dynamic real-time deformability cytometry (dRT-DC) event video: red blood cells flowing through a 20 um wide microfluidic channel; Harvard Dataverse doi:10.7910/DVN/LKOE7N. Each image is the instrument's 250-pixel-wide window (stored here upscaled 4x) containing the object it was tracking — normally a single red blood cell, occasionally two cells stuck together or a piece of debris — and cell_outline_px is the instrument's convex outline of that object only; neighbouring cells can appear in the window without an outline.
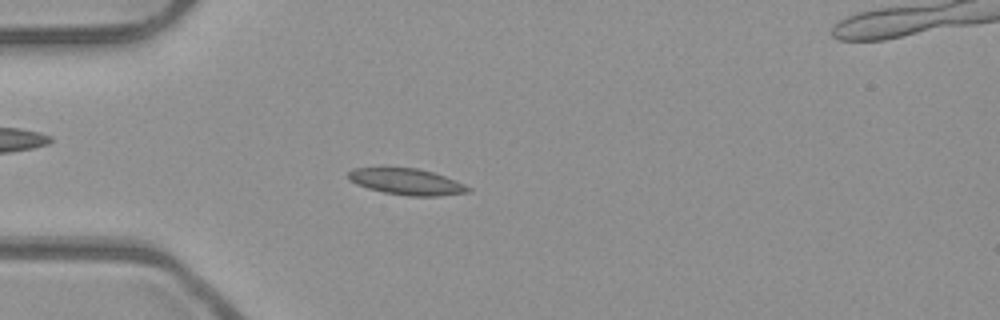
{"species": "common noctule bat (a hibernating species)", "species_latin": "Nyctalus noctula", "temperature_condition": "room temperature", "stored_images_in_passage": 53, "camera_frame_rate_fps": 3000, "um_per_image_px": 0.085, "animal": {"sex": "male", "body_mass_g": 23.1, "forearm_length_mm": 52.7}, "frame": {"image": 1, "passage_image": 15, "time_ms": 4.667, "image_size_px": [1000, 320], "cell_outline_px": [[472, 188], [468, 192], [440, 196], [408, 196], [384, 192], [368, 188], [356, 184], [348, 180], [348, 172], [352, 168], [416, 168], [432, 172], [456, 180]], "centroid_in_image_um": [34.56, 15.45], "position_along_channel_um": 50.4, "area_um2": 18.26}}
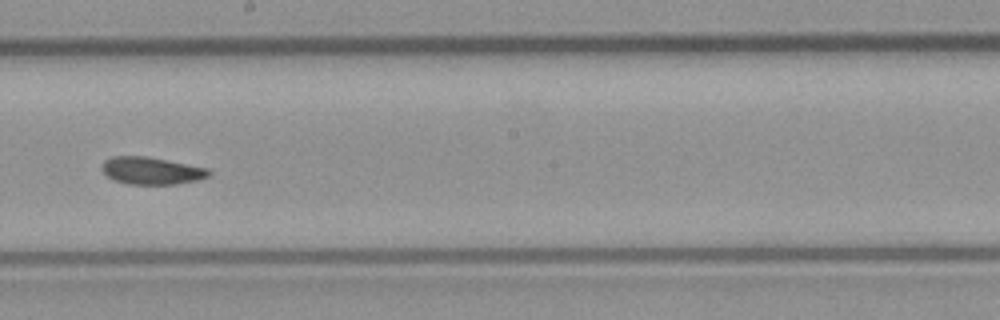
{"frame": {"image": 2, "passage_image": 30, "time_ms": 9.667, "image_size_px": [1000, 320], "cell_outline_px": [[212, 172], [208, 176], [196, 180], [176, 184], [128, 184], [112, 180], [100, 168], [100, 164], [104, 160], [112, 156], [144, 156], [208, 168]], "centroid_in_image_um": [12.82, 14.51], "position_along_channel_um": 235.4, "area_um2": 16.99}}
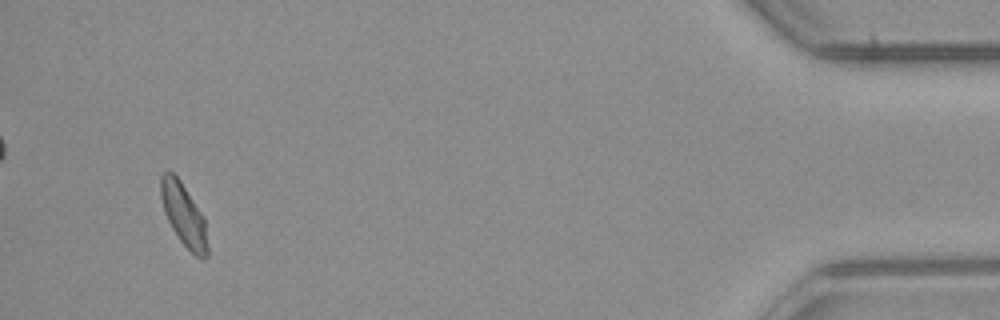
{"frame": {"image": 3, "passage_image": 50, "time_ms": 16.333, "image_size_px": [1000, 320], "cell_outline_px": [[208, 256], [204, 260], [200, 260], [180, 240], [172, 228], [164, 212], [160, 196], [160, 176], [164, 172], [172, 172], [180, 180], [200, 212], [204, 220], [208, 244]], "centroid_in_image_um": [15.61, 18.29], "position_along_channel_um": 419.6, "area_um2": 16.82}}